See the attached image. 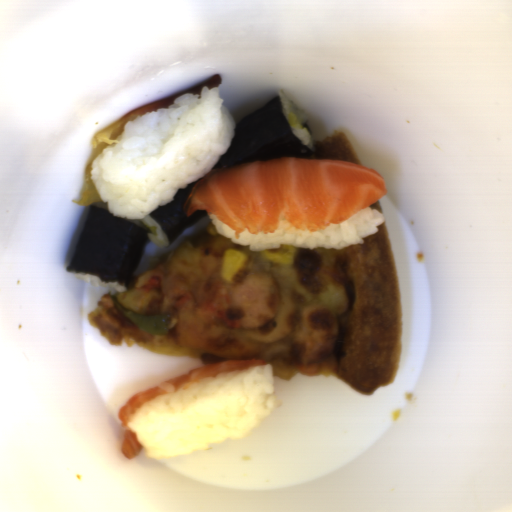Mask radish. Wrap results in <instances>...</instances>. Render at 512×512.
Returning a JSON list of instances; mask_svg holds the SVG:
<instances>
[{
  "label": "radish",
  "mask_w": 512,
  "mask_h": 512,
  "mask_svg": "<svg viewBox=\"0 0 512 512\" xmlns=\"http://www.w3.org/2000/svg\"><path fill=\"white\" fill-rule=\"evenodd\" d=\"M287 123H288L289 127H293V128L297 127L298 117L294 112L290 113Z\"/></svg>",
  "instance_id": "1"
},
{
  "label": "radish",
  "mask_w": 512,
  "mask_h": 512,
  "mask_svg": "<svg viewBox=\"0 0 512 512\" xmlns=\"http://www.w3.org/2000/svg\"><path fill=\"white\" fill-rule=\"evenodd\" d=\"M141 225L144 229H146L148 232L152 233L154 236L157 235V227L156 226H149L147 222H144L141 220Z\"/></svg>",
  "instance_id": "2"
}]
</instances>
